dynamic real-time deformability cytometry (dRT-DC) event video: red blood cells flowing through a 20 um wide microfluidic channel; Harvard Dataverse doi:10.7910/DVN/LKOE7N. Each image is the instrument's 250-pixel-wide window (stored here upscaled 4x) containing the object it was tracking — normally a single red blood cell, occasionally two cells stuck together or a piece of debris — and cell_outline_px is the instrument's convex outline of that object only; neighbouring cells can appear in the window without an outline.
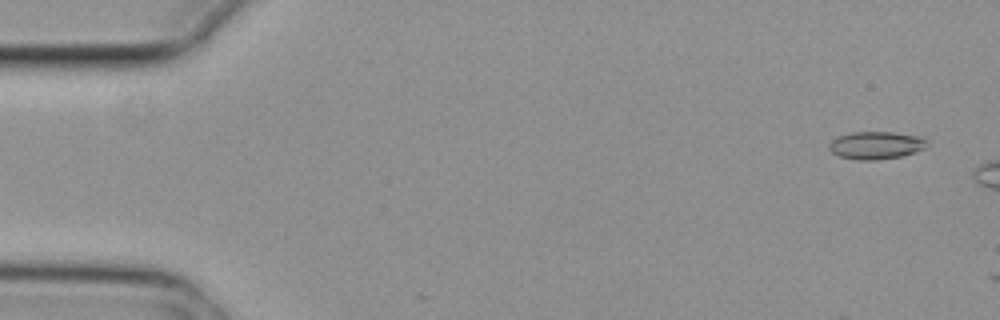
{"species": "common noctule bat (a hibernating species)", "species_latin": "Nyctalus noctula", "temperature_condition": "cold", "stored_images_in_passage": 4, "camera_frame_rate_fps": 3000, "um_per_image_px": 0.085, "animal": {"sex": "female", "body_mass_g": 29.2, "forearm_length_mm": 56.3}, "frame": {"image": 1, "passage_image": 1, "time_ms": 0.0, "image_size_px": [1000, 320], "cell_outline_px": [[928, 148], [900, 156], [876, 160], [856, 160], [840, 156], [832, 152], [828, 148], [828, 144], [832, 140], [840, 136], [852, 132], [892, 132], [920, 136], [928, 140]], "centroid_in_image_um": [74.49, 12.35], "position_along_channel_um": 10.5, "area_um2": 15.84}}